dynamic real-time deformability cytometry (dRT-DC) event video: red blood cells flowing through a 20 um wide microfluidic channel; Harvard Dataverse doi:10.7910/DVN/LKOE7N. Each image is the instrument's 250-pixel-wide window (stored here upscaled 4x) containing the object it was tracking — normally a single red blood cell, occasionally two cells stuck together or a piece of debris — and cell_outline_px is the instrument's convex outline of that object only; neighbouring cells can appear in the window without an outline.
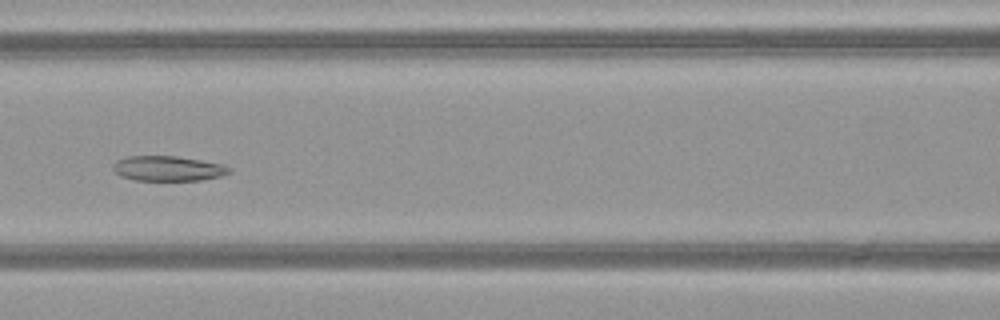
{"species": "common noctule bat (a hibernating species)", "species_latin": "Nyctalus noctula", "temperature_condition": "warm", "stored_images_in_passage": 48, "camera_frame_rate_fps": 3000, "um_per_image_px": 0.085, "animal": {"sex": "female", "body_mass_g": 21.9}, "frame": {"image": 1, "passage_image": 21, "time_ms": 6.667, "image_size_px": [1000, 320], "cell_outline_px": [[232, 172], [220, 176], [200, 180], [136, 180], [120, 176], [112, 168], [112, 164], [116, 160], [128, 156], [176, 156], [224, 164], [232, 168]], "centroid_in_image_um": [14.29, 14.31], "position_along_channel_um": 152.3, "area_um2": 16.99}}
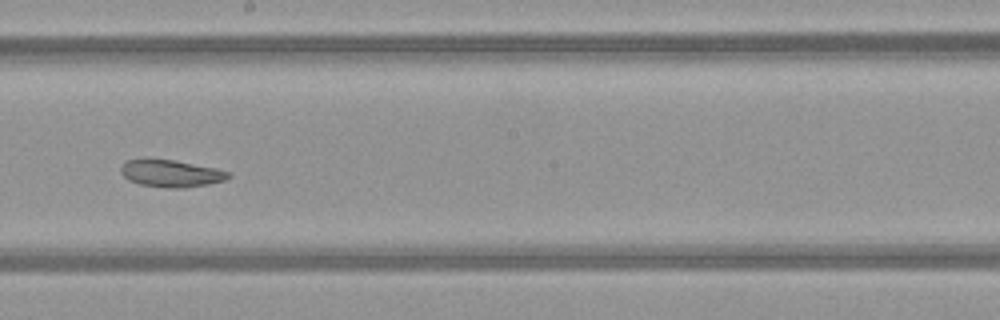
{"frame": {"image": 2, "passage_image": 27, "time_ms": 8.667, "image_size_px": [1000, 320], "cell_outline_px": [[232, 176], [224, 180], [208, 184], [184, 188], [168, 188], [140, 184], [128, 180], [120, 172], [120, 168], [128, 160], [144, 156], [176, 160], [216, 168], [228, 172]], "centroid_in_image_um": [14.49, 14.7], "position_along_channel_um": 233.7, "area_um2": 17.46}}
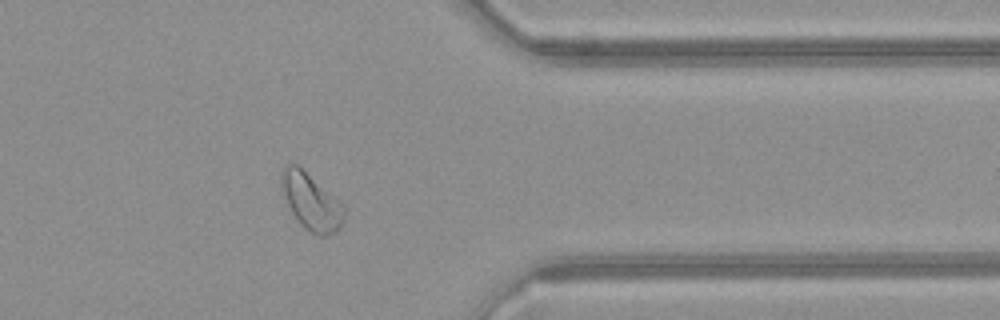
{"frame": {"image": 3, "passage_image": 39, "time_ms": 12.667, "image_size_px": [1000, 320], "cell_outline_px": [[348, 208], [344, 224], [340, 228], [324, 236], [320, 236], [304, 228], [300, 224], [292, 212], [284, 196], [280, 184], [280, 172], [288, 164], [300, 164]], "centroid_in_image_um": [26.49, 17.1], "position_along_channel_um": 384.9, "area_um2": 21.21}, "authors_computed_cell_mechanics": {"area_um2": 21.5883, "velocity_mm_per_s": 4.0762, "shape_relaxation_time_tau1_ms": null, "shape_relaxation_time_tau2_ms": 2.2008, "deformation_change_tau1": null, "deformation_change_tau2": 0.068}}